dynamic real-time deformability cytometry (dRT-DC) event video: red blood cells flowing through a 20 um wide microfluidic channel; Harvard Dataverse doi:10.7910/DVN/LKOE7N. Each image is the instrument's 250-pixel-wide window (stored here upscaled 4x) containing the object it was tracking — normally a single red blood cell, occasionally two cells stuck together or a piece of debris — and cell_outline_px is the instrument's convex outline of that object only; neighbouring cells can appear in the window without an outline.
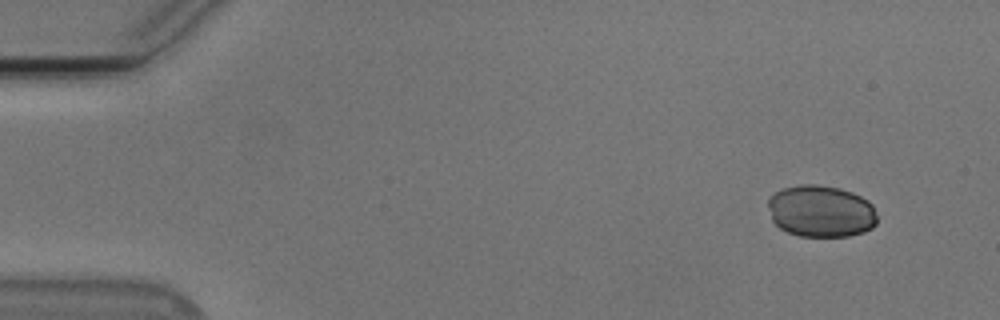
{"species": "Egyptian fruit bat (a non-hibernating species)", "species_latin": "Rousettus aegyptiacus", "temperature_condition": "cold", "stored_images_in_passage": 9, "camera_frame_rate_fps": 3000, "um_per_image_px": 0.085, "animal": {"sex": "male"}, "frame": {"image": 1, "passage_image": 1, "time_ms": 0.0, "image_size_px": [1000, 320], "cell_outline_px": [[876, 224], [872, 228], [864, 232], [848, 236], [800, 236], [788, 232], [780, 228], [772, 220], [768, 204], [768, 200], [776, 192], [784, 188], [800, 184], [816, 184], [840, 188], [852, 192], [868, 200], [872, 204], [876, 216]], "centroid_in_image_um": [69.79, 17.95], "position_along_channel_um": 15.2, "area_um2": 33.0}}